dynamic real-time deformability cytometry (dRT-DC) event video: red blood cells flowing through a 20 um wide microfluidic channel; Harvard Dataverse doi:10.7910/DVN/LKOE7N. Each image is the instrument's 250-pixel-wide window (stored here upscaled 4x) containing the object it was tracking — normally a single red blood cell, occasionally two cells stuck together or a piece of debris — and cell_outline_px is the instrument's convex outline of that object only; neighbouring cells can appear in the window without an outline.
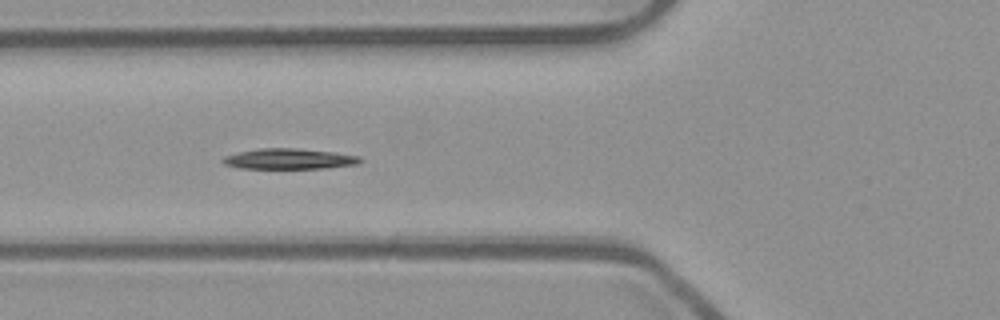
{"species": "common noctule bat (a hibernating species)", "species_latin": "Nyctalus noctula", "temperature_condition": "room temperature", "stored_images_in_passage": 39, "camera_frame_rate_fps": 3000, "um_per_image_px": 0.085, "animal": {"sex": "male", "body_mass_g": 23.1, "forearm_length_mm": 52.7}, "frame": {"image": 1, "passage_image": 6, "time_ms": 1.667, "image_size_px": [1000, 320], "cell_outline_px": [[360, 160], [356, 164], [324, 168], [240, 168], [224, 164], [220, 160], [224, 156], [240, 152], [260, 148], [296, 148], [336, 152], [360, 156]], "centroid_in_image_um": [24.55, 13.5], "position_along_channel_um": 101.2, "area_um2": 16.3}}
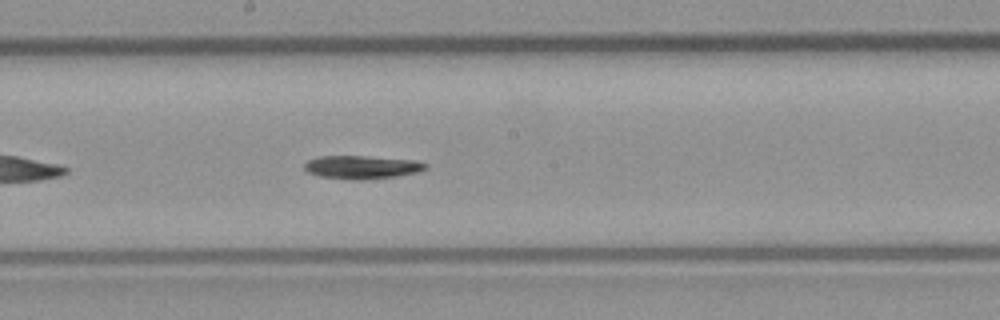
{"frame": {"image": 2, "passage_image": 15, "time_ms": 4.667, "image_size_px": [1000, 320], "cell_outline_px": [[428, 168], [416, 172], [396, 176], [364, 180], [352, 180], [320, 176], [308, 172], [304, 168], [304, 164], [308, 160], [320, 156], [364, 156], [412, 160], [428, 164]], "centroid_in_image_um": [30.74, 14.21], "position_along_channel_um": 217.5, "area_um2": 16.3}}
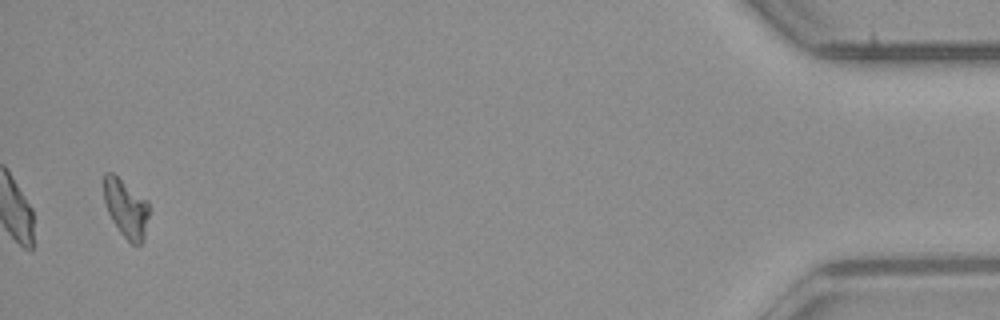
{"frame": {"image": 3, "passage_image": 38, "time_ms": 12.333, "image_size_px": [1000, 320], "cell_outline_px": [[148, 216], [144, 236], [140, 244], [132, 244], [120, 232], [112, 220], [108, 212], [104, 200], [104, 172], [112, 172], [148, 200]], "centroid_in_image_um": [10.7, 17.67], "position_along_channel_um": 424.5, "area_um2": 15.14}, "authors_computed_cell_mechanics": {"area_um2": 16.0106, "velocity_mm_per_s": 3.8557, "shape_relaxation_time_tau1_ms": 4.5359, "shape_relaxation_time_tau2_ms": null, "deformation_change_tau1": 0.1332, "deformation_change_tau2": null}}